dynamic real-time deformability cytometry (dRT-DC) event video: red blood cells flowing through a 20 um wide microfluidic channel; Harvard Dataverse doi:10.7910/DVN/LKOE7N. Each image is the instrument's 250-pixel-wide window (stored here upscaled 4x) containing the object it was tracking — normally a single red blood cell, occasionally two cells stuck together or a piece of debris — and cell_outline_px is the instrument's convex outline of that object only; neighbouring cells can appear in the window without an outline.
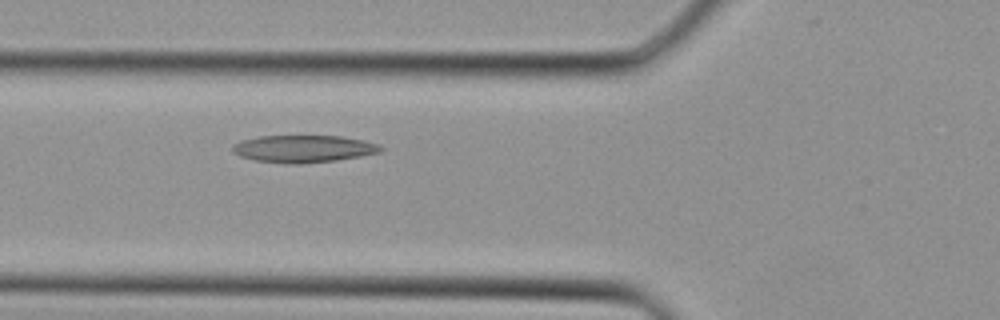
{"species": "Egyptian fruit bat (a non-hibernating species)", "species_latin": "Rousettus aegyptiacus", "temperature_condition": "cold", "stored_images_in_passage": 31, "camera_frame_rate_fps": 3000, "um_per_image_px": 0.085, "animal": {"sex": "female"}, "frame": {"image": 1, "passage_image": 9, "time_ms": 2.667, "image_size_px": [1000, 320], "cell_outline_px": [[384, 148], [380, 152], [360, 156], [336, 160], [300, 164], [284, 164], [256, 160], [240, 156], [232, 152], [232, 144], [240, 140], [260, 136], [340, 136], [364, 140], [380, 144]], "centroid_in_image_um": [25.78, 12.64], "position_along_channel_um": 100.0, "area_um2": 23.7}}
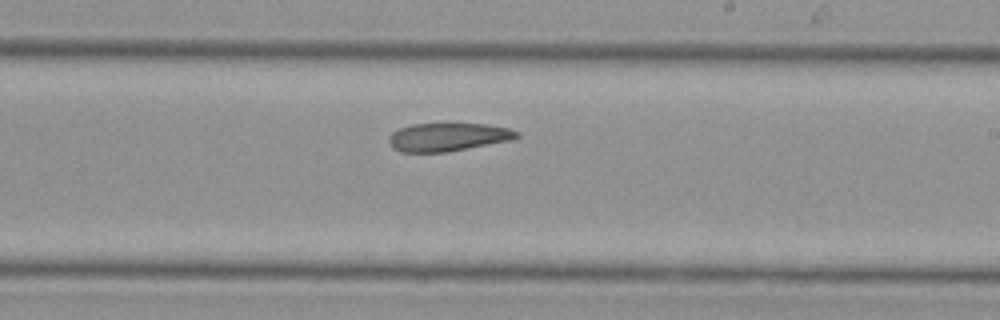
{"frame": {"image": 2, "passage_image": 17, "time_ms": 5.333, "image_size_px": [1000, 320], "cell_outline_px": [[520, 136], [508, 140], [448, 152], [400, 152], [392, 148], [388, 140], [388, 136], [392, 132], [400, 128], [412, 124], [488, 124], [508, 128], [520, 132]], "centroid_in_image_um": [38.03, 11.65], "position_along_channel_um": 251.0, "area_um2": 20.92}}
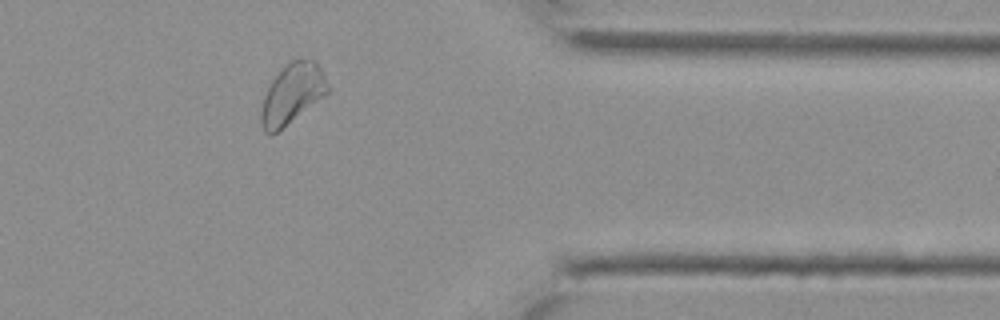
{"frame": {"image": 3, "passage_image": 25, "time_ms": 8.0, "image_size_px": [1000, 320], "cell_outline_px": [[328, 92], [272, 136], [264, 132], [260, 120], [260, 112], [264, 96], [268, 84], [292, 60], [316, 60], [324, 72], [328, 84]], "centroid_in_image_um": [24.81, 7.99], "position_along_channel_um": 386.6, "area_um2": 22.95}}